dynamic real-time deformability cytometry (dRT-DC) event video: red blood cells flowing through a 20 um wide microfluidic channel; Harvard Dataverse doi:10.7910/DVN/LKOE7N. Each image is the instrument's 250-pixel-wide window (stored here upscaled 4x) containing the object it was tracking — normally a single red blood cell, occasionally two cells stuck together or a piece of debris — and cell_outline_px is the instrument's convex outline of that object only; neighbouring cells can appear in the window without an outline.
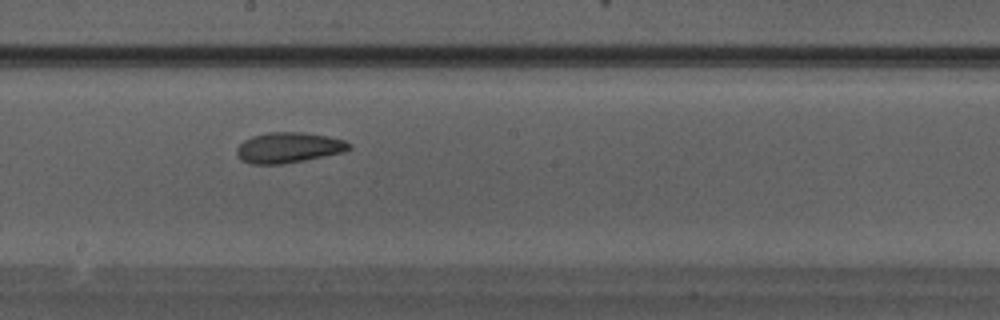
{"species": "Egyptian fruit bat (a non-hibernating species)", "species_latin": "Rousettus aegyptiacus", "temperature_condition": "warm", "stored_images_in_passage": 23, "camera_frame_rate_fps": 3000, "um_per_image_px": 0.085, "animal": {"sex": "male"}, "frame": {"image": 1, "passage_image": 14, "time_ms": 4.333, "image_size_px": [1000, 320], "cell_outline_px": [[352, 148], [344, 152], [284, 164], [248, 164], [240, 160], [236, 156], [236, 148], [244, 140], [252, 136], [268, 132], [304, 132], [328, 136], [344, 140], [352, 144]], "centroid_in_image_um": [24.51, 12.55], "position_along_channel_um": 223.7, "area_um2": 20.23}}
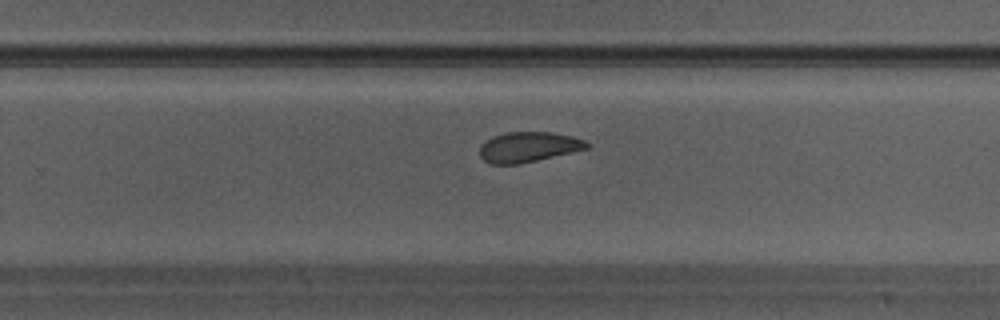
{"frame": {"image": 2, "passage_image": 17, "time_ms": 5.333, "image_size_px": [1000, 320], "cell_outline_px": [[588, 148], [520, 164], [492, 164], [484, 160], [480, 156], [480, 144], [492, 136], [508, 132], [552, 132], [572, 136], [584, 140], [588, 144]], "centroid_in_image_um": [44.87, 12.49], "position_along_channel_um": 284.9, "area_um2": 18.73}}